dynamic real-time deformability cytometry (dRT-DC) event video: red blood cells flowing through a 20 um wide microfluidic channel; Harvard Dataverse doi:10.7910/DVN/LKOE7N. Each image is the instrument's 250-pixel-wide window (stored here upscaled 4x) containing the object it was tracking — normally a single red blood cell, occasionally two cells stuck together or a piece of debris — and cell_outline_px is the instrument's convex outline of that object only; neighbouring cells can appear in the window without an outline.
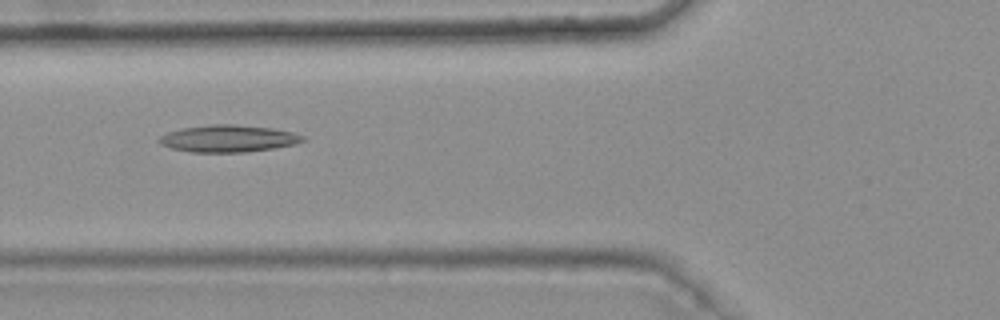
{"species": "common noctule bat (a hibernating species)", "species_latin": "Nyctalus noctula", "temperature_condition": "warm", "stored_images_in_passage": 8, "camera_frame_rate_fps": 3000, "um_per_image_px": 0.085, "animal": {"sex": "female", "body_mass_g": 25.1}, "frame": {"image": 1, "passage_image": 6, "time_ms": 1.667, "image_size_px": [1000, 320], "cell_outline_px": [[304, 140], [296, 144], [248, 152], [192, 152], [172, 148], [160, 144], [156, 140], [160, 136], [168, 132], [184, 128], [212, 124], [236, 124], [272, 128], [292, 132], [304, 136]], "centroid_in_image_um": [19.39, 11.77], "position_along_channel_um": 106.4, "area_um2": 22.54}}
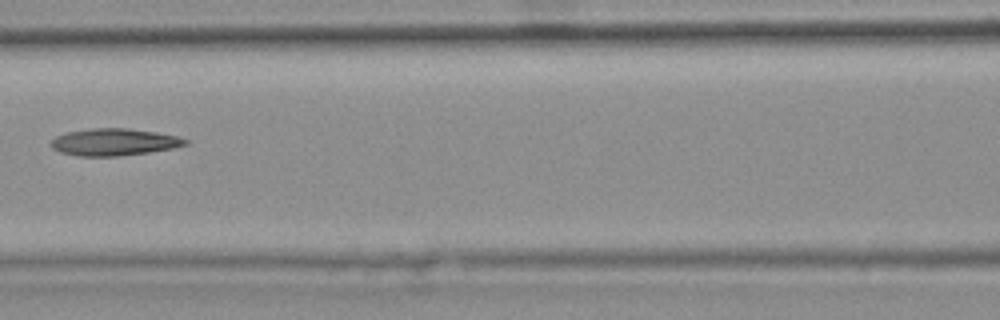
{"frame": {"image": 2, "passage_image": 7, "time_ms": 2.0, "image_size_px": [1000, 320], "cell_outline_px": [[188, 144], [172, 148], [148, 152], [116, 156], [76, 156], [60, 152], [52, 148], [48, 144], [56, 136], [64, 132], [92, 128], [128, 128], [156, 132], [176, 136], [188, 140]], "centroid_in_image_um": [9.64, 12.07], "position_along_channel_um": 157.0, "area_um2": 21.21}}